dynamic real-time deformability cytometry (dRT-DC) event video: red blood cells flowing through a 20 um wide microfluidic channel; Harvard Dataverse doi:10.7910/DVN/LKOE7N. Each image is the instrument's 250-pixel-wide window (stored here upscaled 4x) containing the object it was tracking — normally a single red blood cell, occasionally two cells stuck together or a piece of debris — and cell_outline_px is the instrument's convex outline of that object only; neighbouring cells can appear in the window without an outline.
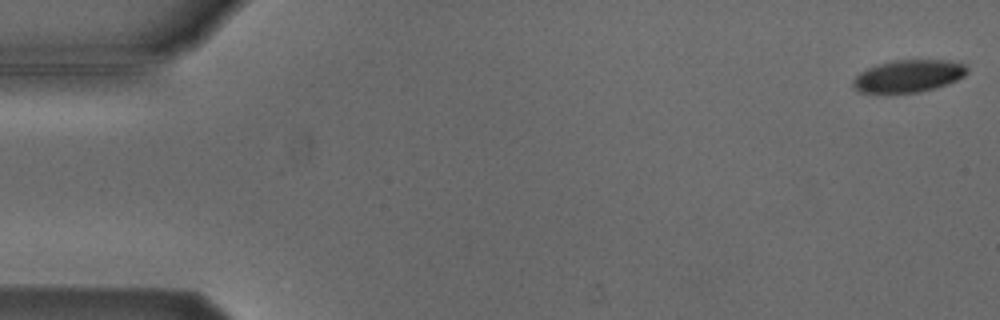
{"species": "Egyptian fruit bat (a non-hibernating species)", "species_latin": "Rousettus aegyptiacus", "temperature_condition": "cold", "stored_images_in_passage": 54, "camera_frame_rate_fps": 3000, "um_per_image_px": 0.085, "animal": {"sex": "male"}, "frame": {"image": 1, "passage_image": 1, "time_ms": 0.0, "image_size_px": [1000, 320], "cell_outline_px": [[968, 72], [964, 76], [948, 84], [916, 92], [860, 92], [852, 84], [852, 80], [860, 72], [868, 68], [880, 64], [896, 60], [948, 60], [964, 64], [968, 68]], "centroid_in_image_um": [77.25, 6.45], "position_along_channel_um": 7.8, "area_um2": 21.1}}
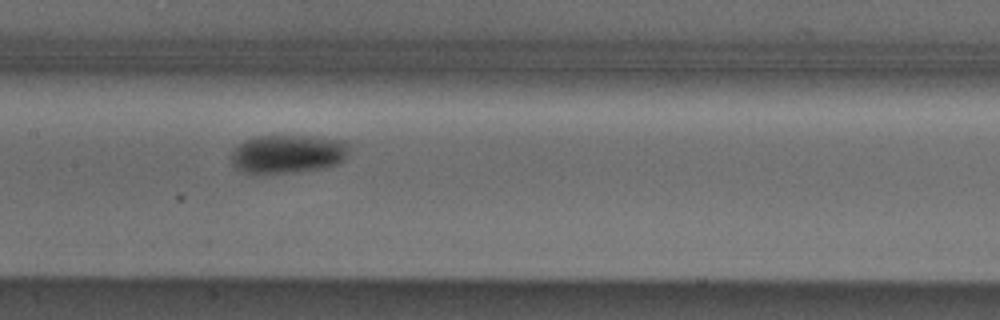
{"frame": {"image": 2, "passage_image": 26, "time_ms": 8.333, "image_size_px": [1000, 320], "cell_outline_px": [[348, 156], [340, 164], [324, 168], [296, 172], [244, 172], [236, 168], [232, 164], [232, 152], [244, 140], [256, 136], [312, 136], [348, 140]], "centroid_in_image_um": [24.55, 13.07], "position_along_channel_um": 182.9, "area_um2": 26.53}}
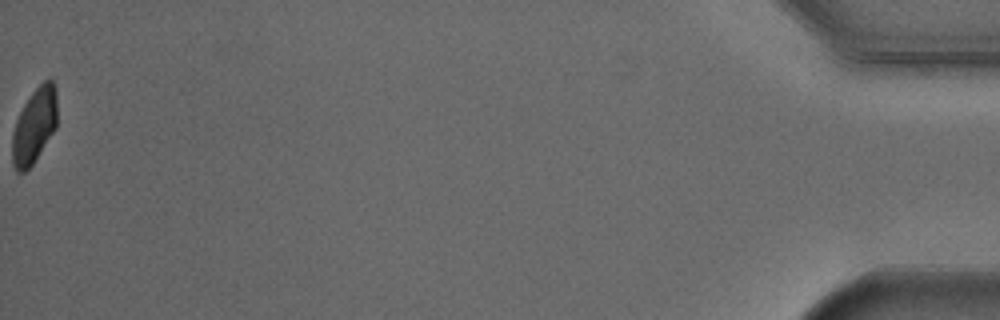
{"frame": {"image": 3, "passage_image": 54, "time_ms": 17.667, "image_size_px": [1000, 320], "cell_outline_px": [[56, 128], [32, 164], [24, 172], [16, 172], [12, 164], [12, 136], [16, 120], [24, 104], [32, 92], [44, 80], [52, 80], [56, 88]], "centroid_in_image_um": [2.91, 10.69], "position_along_channel_um": 432.3, "area_um2": 19.48}, "authors_computed_cell_mechanics": {"area_um2": 24.0159, "velocity_mm_per_s": 3.8128, "shape_relaxation_time_tau1_ms": 1.2815, "shape_relaxation_time_tau2_ms": null, "deformation_change_tau1": 0.0703, "deformation_change_tau2": null}}